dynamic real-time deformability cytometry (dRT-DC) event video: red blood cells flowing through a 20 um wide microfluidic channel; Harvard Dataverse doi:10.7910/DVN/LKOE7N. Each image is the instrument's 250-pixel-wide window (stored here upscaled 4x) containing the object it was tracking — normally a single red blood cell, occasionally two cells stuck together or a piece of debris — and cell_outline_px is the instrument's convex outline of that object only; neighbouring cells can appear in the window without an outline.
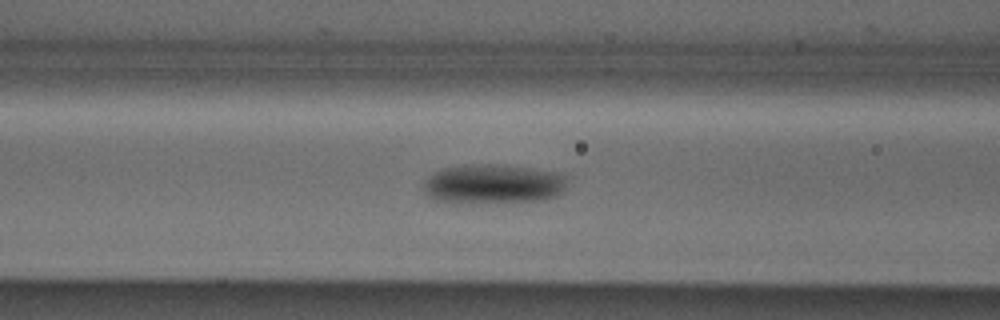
{"species": "Egyptian fruit bat (a non-hibernating species)", "species_latin": "Rousettus aegyptiacus", "temperature_condition": "cold", "stored_images_in_passage": 41, "camera_frame_rate_fps": 3000, "um_per_image_px": 0.085, "animal": {"sex": "male"}, "frame": {"image": 1, "passage_image": 14, "time_ms": 4.333, "image_size_px": [1000, 320], "cell_outline_px": [[572, 176], [564, 192], [556, 196], [540, 200], [472, 204], [456, 204], [436, 200], [424, 196], [424, 180], [432, 172], [440, 168], [464, 164], [504, 164], [560, 172]], "centroid_in_image_um": [41.93, 15.64], "position_along_channel_um": 124.7, "area_um2": 34.68}}
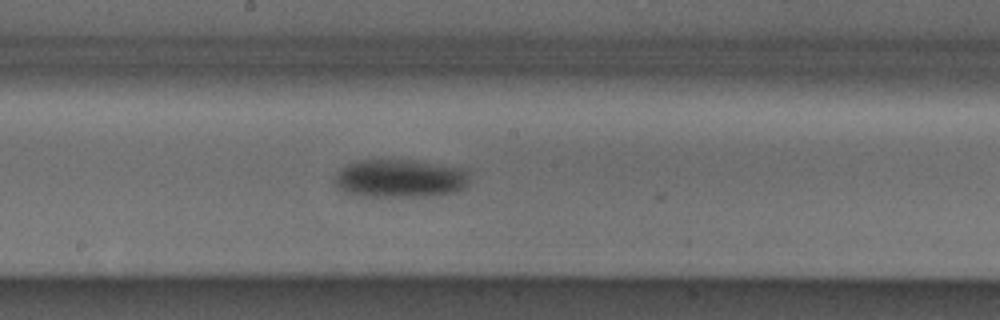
{"frame": {"image": 2, "passage_image": 21, "time_ms": 6.667, "image_size_px": [1000, 320], "cell_outline_px": [[468, 184], [464, 188], [456, 192], [432, 196], [364, 196], [344, 192], [332, 180], [336, 172], [348, 164], [360, 160], [408, 160], [468, 168]], "centroid_in_image_um": [34.03, 15.17], "position_along_channel_um": 214.2, "area_um2": 30.17}}
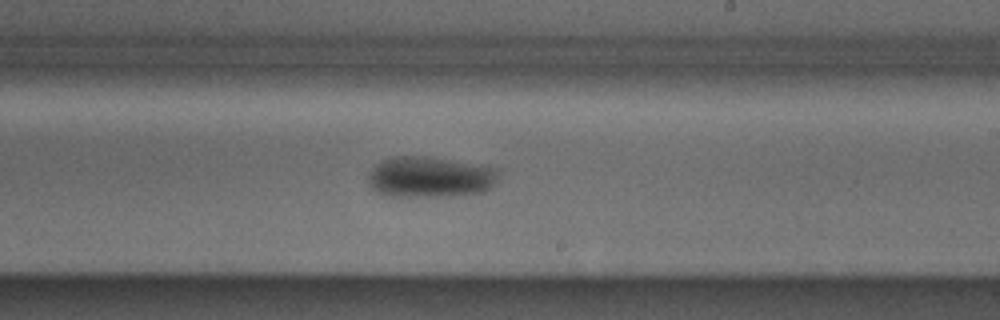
{"frame": {"image": 3, "passage_image": 24, "time_ms": 7.667, "image_size_px": [1000, 320], "cell_outline_px": [[500, 172], [496, 184], [492, 188], [484, 192], [452, 196], [392, 196], [376, 192], [368, 184], [368, 172], [380, 160], [392, 156], [428, 156], [500, 168]], "centroid_in_image_um": [36.58, 15.04], "position_along_channel_um": 252.4, "area_um2": 31.67}, "authors_computed_cell_mechanics": {"area_um2": 28.9, "velocity_mm_per_s": 3.8393, "shape_relaxation_time_tau1_ms": 2.509, "shape_relaxation_time_tau2_ms": null, "deformation_change_tau1": 0.0938, "deformation_change_tau2": null}}